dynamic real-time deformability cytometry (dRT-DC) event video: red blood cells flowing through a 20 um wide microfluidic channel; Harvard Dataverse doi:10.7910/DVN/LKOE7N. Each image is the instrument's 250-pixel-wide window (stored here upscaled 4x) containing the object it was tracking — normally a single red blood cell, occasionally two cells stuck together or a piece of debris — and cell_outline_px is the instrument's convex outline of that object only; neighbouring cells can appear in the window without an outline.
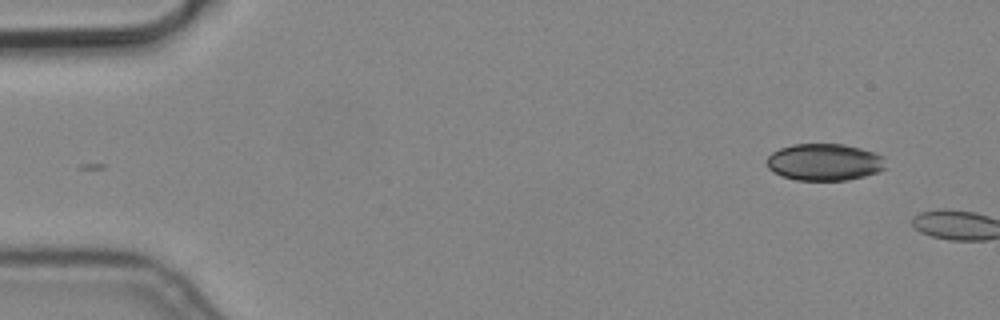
{"species": "common noctule bat (a hibernating species)", "species_latin": "Nyctalus noctula", "temperature_condition": "cold", "stored_images_in_passage": 2, "camera_frame_rate_fps": 3000, "um_per_image_px": 0.085, "animal": {"sex": "male", "body_mass_g": 19.2, "forearm_length_mm": 51.8}, "frame": {"image": 1, "passage_image": 2, "time_ms": 0.333, "image_size_px": [1000, 320], "cell_outline_px": [[884, 168], [876, 172], [864, 176], [848, 180], [796, 180], [784, 176], [768, 168], [768, 156], [772, 152], [780, 148], [792, 144], [844, 144], [860, 148], [884, 156]], "centroid_in_image_um": [70.07, 13.77], "position_along_channel_um": 14.9, "area_um2": 25.32}}